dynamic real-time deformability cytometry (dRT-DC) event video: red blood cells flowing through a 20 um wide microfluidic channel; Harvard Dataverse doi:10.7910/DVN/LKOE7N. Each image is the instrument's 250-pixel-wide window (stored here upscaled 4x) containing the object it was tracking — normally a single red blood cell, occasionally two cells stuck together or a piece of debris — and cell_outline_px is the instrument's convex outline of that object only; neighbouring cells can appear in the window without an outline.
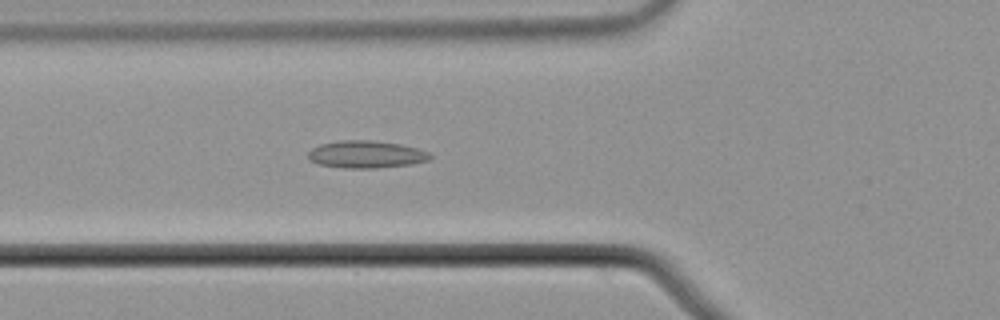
{"species": "common noctule bat (a hibernating species)", "species_latin": "Nyctalus noctula", "temperature_condition": "cold", "stored_images_in_passage": 56, "camera_frame_rate_fps": 3000, "um_per_image_px": 0.085, "animal": {"sex": "male", "body_mass_g": 21.5, "forearm_length_mm": 52.0}, "frame": {"image": 1, "passage_image": 21, "time_ms": 6.667, "image_size_px": [1000, 320], "cell_outline_px": [[432, 156], [428, 160], [412, 164], [376, 168], [344, 168], [316, 164], [308, 160], [308, 152], [312, 148], [320, 144], [340, 140], [372, 140], [400, 144], [416, 148], [428, 152]], "centroid_in_image_um": [31.07, 13.12], "position_along_channel_um": 94.7, "area_um2": 19.54}}
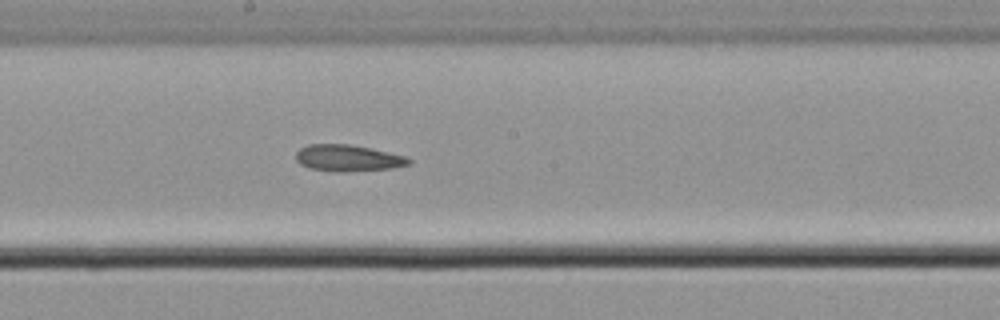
{"frame": {"image": 2, "passage_image": 31, "time_ms": 10.0, "image_size_px": [1000, 320], "cell_outline_px": [[412, 164], [392, 168], [340, 172], [308, 168], [300, 164], [296, 160], [296, 152], [300, 148], [308, 144], [348, 144], [368, 148], [404, 156], [412, 160]], "centroid_in_image_um": [29.54, 13.44], "position_along_channel_um": 218.7, "area_um2": 17.28}}
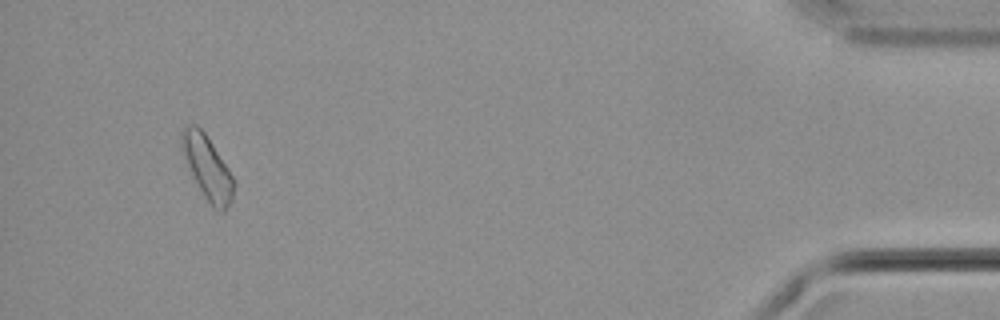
{"frame": {"image": 3, "passage_image": 53, "time_ms": 17.333, "image_size_px": [1000, 320], "cell_outline_px": [[236, 184], [232, 200], [224, 212], [220, 212], [212, 208], [204, 196], [180, 148], [180, 132], [184, 124], [196, 124], [204, 132], [228, 168]], "centroid_in_image_um": [17.63, 14.23], "position_along_channel_um": 417.6, "area_um2": 19.19}, "authors_computed_cell_mechanics": {"area_um2": 17.9469, "velocity_mm_per_s": 3.711, "shape_relaxation_time_tau1_ms": null, "shape_relaxation_time_tau2_ms": 6.9999, "deformation_change_tau1": null, "deformation_change_tau2": 0.0861}}